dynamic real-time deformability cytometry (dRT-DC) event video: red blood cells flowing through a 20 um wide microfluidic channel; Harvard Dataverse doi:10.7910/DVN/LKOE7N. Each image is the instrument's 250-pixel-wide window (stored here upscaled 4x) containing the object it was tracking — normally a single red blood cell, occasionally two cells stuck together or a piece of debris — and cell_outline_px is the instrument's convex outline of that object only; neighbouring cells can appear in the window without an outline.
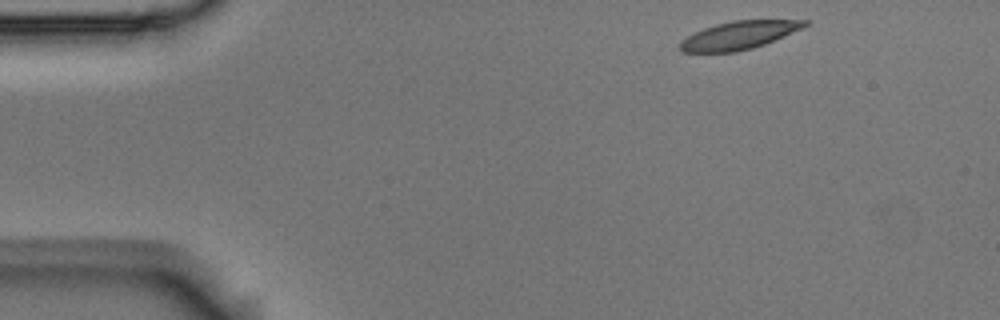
{"species": "Egyptian fruit bat (a non-hibernating species)", "species_latin": "Rousettus aegyptiacus", "temperature_condition": "room temperature", "stored_images_in_passage": 3, "camera_frame_rate_fps": 3000, "um_per_image_px": 0.085, "animal": {"sex": "male"}, "frame": {"image": 1, "passage_image": 1, "time_ms": 0.0, "image_size_px": [1000, 320], "cell_outline_px": [[808, 24], [800, 28], [764, 44], [752, 48], [736, 52], [680, 52], [680, 40], [704, 28], [716, 24], [732, 20], [808, 20]], "centroid_in_image_um": [62.75, 3.0], "position_along_channel_um": 22.3, "area_um2": 20.0}}
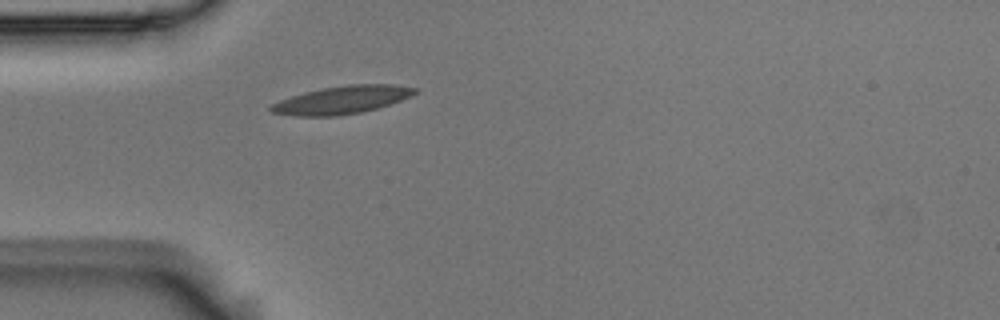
{"frame": {"image": 2, "passage_image": 3, "time_ms": 0.667, "image_size_px": [1000, 320], "cell_outline_px": [[420, 92], [412, 96], [376, 108], [360, 112], [340, 116], [296, 116], [272, 112], [268, 108], [272, 104], [280, 100], [304, 92], [320, 88], [348, 84], [396, 84], [416, 88]], "centroid_in_image_um": [29.09, 8.48], "position_along_channel_um": 55.9, "area_um2": 23.41}}